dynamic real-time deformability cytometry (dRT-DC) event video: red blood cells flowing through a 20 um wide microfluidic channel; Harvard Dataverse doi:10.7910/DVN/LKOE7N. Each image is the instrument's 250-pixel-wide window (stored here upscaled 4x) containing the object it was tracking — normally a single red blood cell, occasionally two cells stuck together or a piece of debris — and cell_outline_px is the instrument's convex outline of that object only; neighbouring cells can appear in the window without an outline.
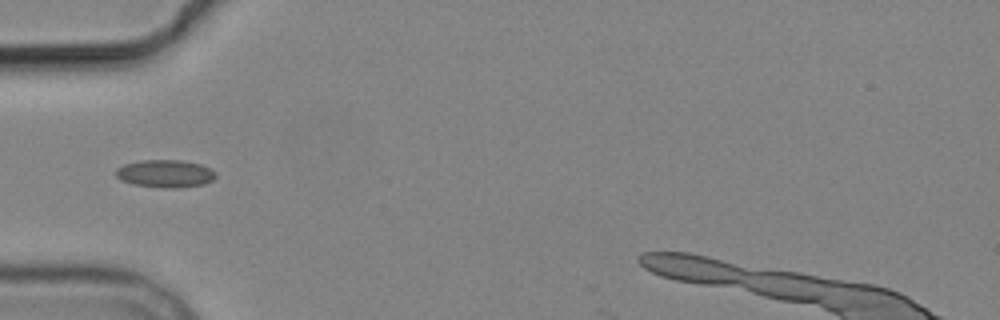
{"species": "common noctule bat (a hibernating species)", "species_latin": "Nyctalus noctula", "temperature_condition": "cold", "stored_images_in_passage": 5, "camera_frame_rate_fps": 3000, "um_per_image_px": 0.085, "animal": {"sex": "male", "body_mass_g": 19.2, "forearm_length_mm": 51.8}, "frame": {"image": 1, "passage_image": 3, "time_ms": 2.333, "image_size_px": [1000, 320], "cell_outline_px": [[216, 176], [212, 180], [204, 184], [172, 188], [132, 184], [120, 180], [116, 176], [116, 168], [124, 164], [140, 160], [180, 160], [200, 164], [212, 168], [216, 172]], "centroid_in_image_um": [14.04, 14.74], "position_along_channel_um": 71.0, "area_um2": 16.07}}
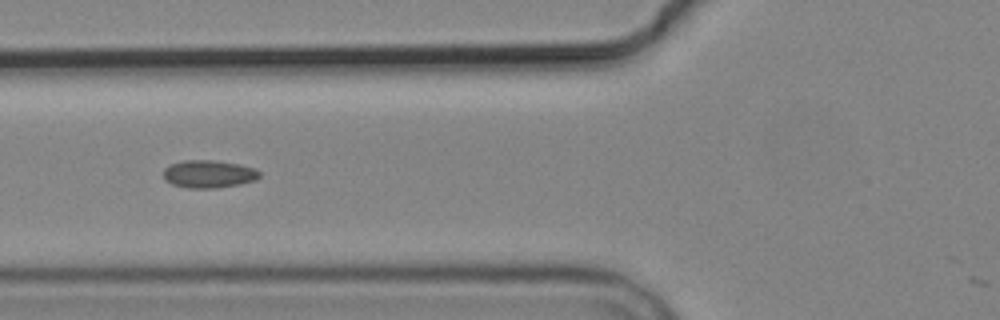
{"frame": {"image": 2, "passage_image": 4, "time_ms": 3.333, "image_size_px": [1000, 320], "cell_outline_px": [[260, 176], [256, 180], [240, 184], [216, 188], [188, 188], [172, 184], [164, 180], [164, 168], [172, 164], [184, 160], [212, 160], [240, 164], [256, 168], [260, 172]], "centroid_in_image_um": [17.76, 14.79], "position_along_channel_um": 108.0, "area_um2": 15.61}}
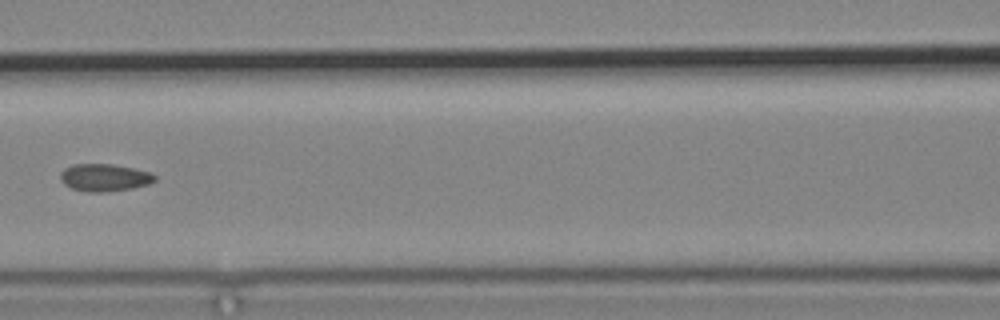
{"frame": {"image": 3, "passage_image": 5, "time_ms": 4.667, "image_size_px": [1000, 320], "cell_outline_px": [[156, 180], [148, 184], [132, 188], [104, 192], [88, 192], [72, 188], [64, 184], [60, 180], [60, 172], [64, 168], [72, 164], [112, 164], [132, 168], [148, 172], [156, 176]], "centroid_in_image_um": [8.84, 15.09], "position_along_channel_um": 157.8, "area_um2": 15.03}}